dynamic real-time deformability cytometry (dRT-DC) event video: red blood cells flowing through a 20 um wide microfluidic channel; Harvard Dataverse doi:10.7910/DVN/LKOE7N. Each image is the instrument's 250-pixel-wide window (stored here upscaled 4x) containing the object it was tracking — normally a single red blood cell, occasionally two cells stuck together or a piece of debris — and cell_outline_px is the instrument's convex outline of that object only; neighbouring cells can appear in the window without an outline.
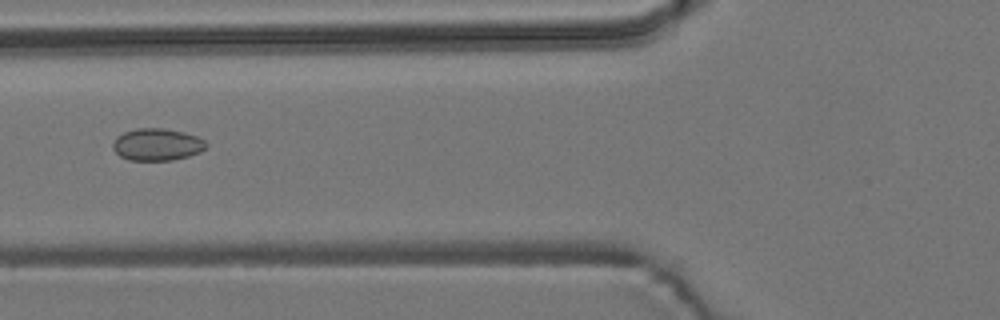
{"species": "common noctule bat (a hibernating species)", "species_latin": "Nyctalus noctula", "temperature_condition": "room temperature", "stored_images_in_passage": 9, "camera_frame_rate_fps": 3000, "um_per_image_px": 0.085, "animal": {"sex": "male", "body_mass_g": 19.2, "forearm_length_mm": 51.8}, "frame": {"image": 1, "passage_image": 6, "time_ms": 6.667, "image_size_px": [1000, 320], "cell_outline_px": [[208, 144], [200, 152], [188, 156], [172, 160], [128, 160], [120, 156], [112, 148], [112, 144], [116, 136], [124, 132], [136, 128], [164, 128], [184, 132], [196, 136], [204, 140]], "centroid_in_image_um": [13.33, 12.28], "position_along_channel_um": 112.5, "area_um2": 17.51}}
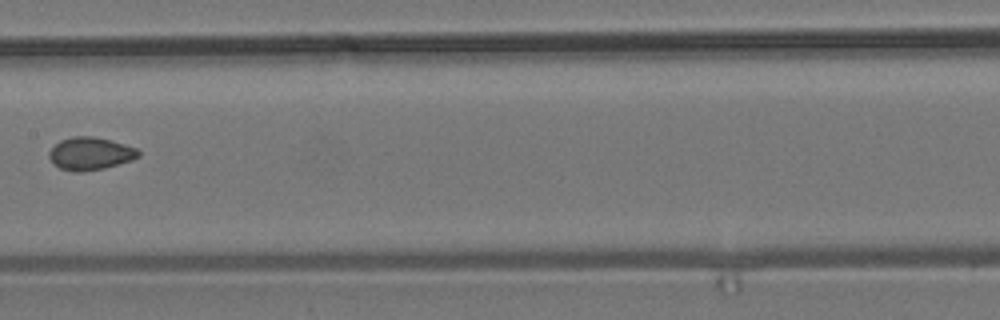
{"frame": {"image": 2, "passage_image": 8, "time_ms": 9.0, "image_size_px": [1000, 320], "cell_outline_px": [[140, 156], [132, 160], [104, 168], [80, 172], [72, 172], [60, 168], [52, 164], [48, 156], [48, 152], [60, 140], [72, 136], [92, 136], [112, 140], [136, 148], [140, 152]], "centroid_in_image_um": [7.65, 13.06], "position_along_channel_um": 199.7, "area_um2": 17.17}}
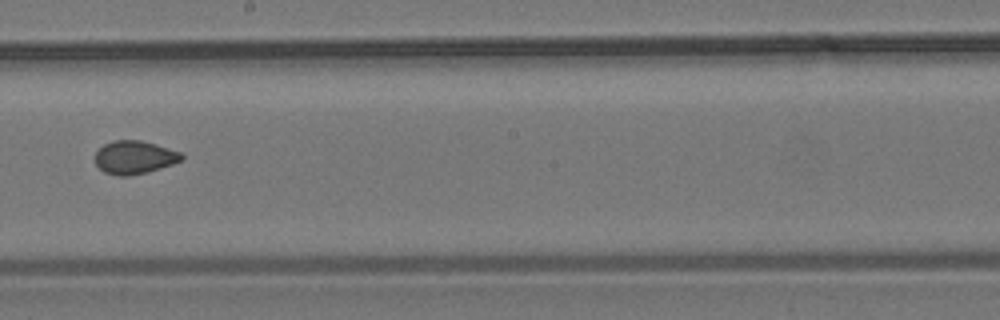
{"frame": {"image": 3, "passage_image": 9, "time_ms": 10.0, "image_size_px": [1000, 320], "cell_outline_px": [[184, 156], [180, 160], [172, 164], [144, 172], [128, 176], [120, 176], [104, 172], [96, 164], [96, 152], [104, 144], [112, 140], [140, 140], [156, 144], [180, 152]], "centroid_in_image_um": [11.4, 13.36], "position_along_channel_um": 236.8, "area_um2": 16.42}}